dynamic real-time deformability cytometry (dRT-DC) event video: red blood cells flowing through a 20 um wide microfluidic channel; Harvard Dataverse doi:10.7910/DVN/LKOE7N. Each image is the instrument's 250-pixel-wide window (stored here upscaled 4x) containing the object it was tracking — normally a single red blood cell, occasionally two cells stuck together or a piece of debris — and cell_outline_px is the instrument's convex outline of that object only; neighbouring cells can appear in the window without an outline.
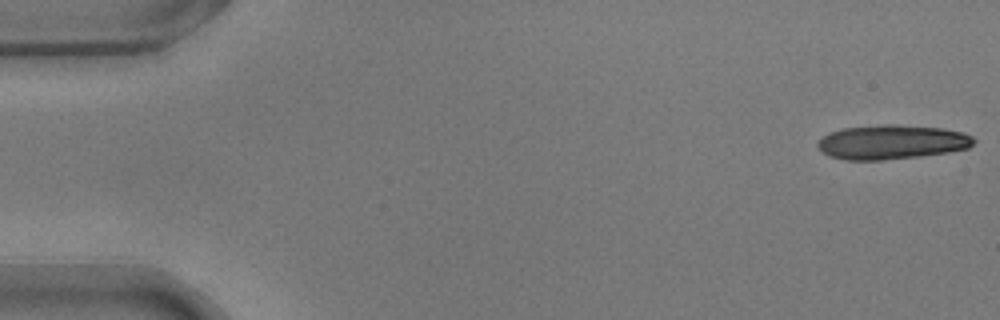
{"species": "common noctule bat (a hibernating species)", "species_latin": "Nyctalus noctula", "temperature_condition": "warm", "stored_images_in_passage": 15, "camera_frame_rate_fps": 3000, "um_per_image_px": 0.085, "animal": {"sex": "male", "body_mass_g": 17.9}, "frame": {"image": 1, "passage_image": 1, "time_ms": 0.0, "image_size_px": [1000, 320], "cell_outline_px": [[976, 140], [968, 148], [948, 152], [920, 156], [880, 160], [848, 160], [828, 156], [816, 144], [824, 136], [832, 132], [844, 128], [884, 124], [896, 124], [940, 128], [964, 132], [972, 136]], "centroid_in_image_um": [75.83, 12.07], "position_along_channel_um": 9.2, "area_um2": 31.04}}